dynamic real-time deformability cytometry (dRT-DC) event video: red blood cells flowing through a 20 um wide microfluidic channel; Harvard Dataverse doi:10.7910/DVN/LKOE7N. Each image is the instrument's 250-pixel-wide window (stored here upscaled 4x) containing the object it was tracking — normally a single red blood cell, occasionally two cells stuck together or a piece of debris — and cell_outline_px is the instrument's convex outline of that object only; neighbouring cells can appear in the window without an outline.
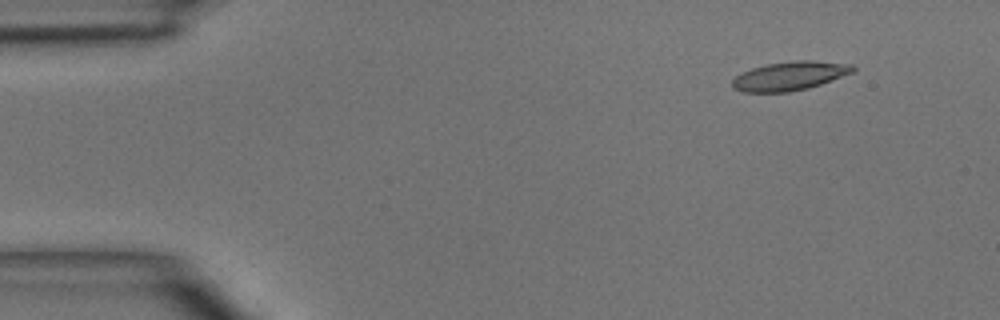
{"species": "common noctule bat (a hibernating species)", "species_latin": "Nyctalus noctula", "temperature_condition": "room temperature", "stored_images_in_passage": 5, "camera_frame_rate_fps": 3000, "um_per_image_px": 0.085, "animal": {"sex": "male", "body_mass_g": 15.6}, "frame": {"image": 1, "passage_image": 1, "time_ms": 0.0, "image_size_px": [1000, 320], "cell_outline_px": [[856, 68], [852, 72], [820, 84], [808, 88], [788, 92], [744, 92], [732, 88], [732, 80], [736, 76], [752, 68], [768, 64], [796, 60], [812, 60], [852, 64]], "centroid_in_image_um": [67.12, 6.45], "position_along_channel_um": 17.9, "area_um2": 20.06}}
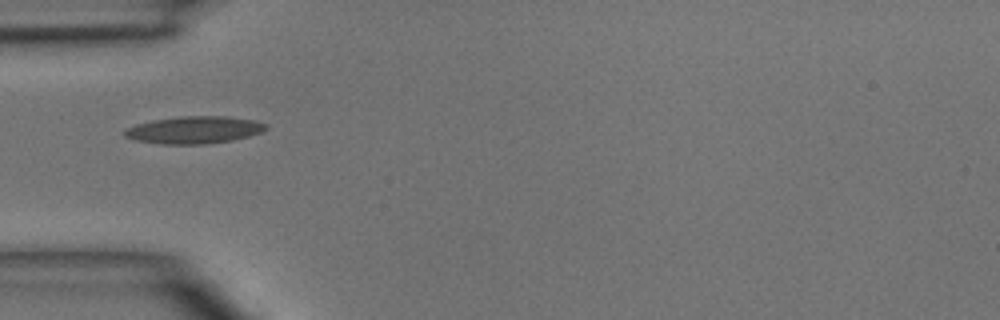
{"frame": {"image": 2, "passage_image": 4, "time_ms": 3.333, "image_size_px": [1000, 320], "cell_outline_px": [[268, 128], [260, 132], [248, 136], [232, 140], [204, 144], [160, 144], [136, 140], [124, 136], [120, 132], [136, 124], [152, 120], [180, 116], [228, 116], [256, 120], [268, 124]], "centroid_in_image_um": [16.5, 11.03], "position_along_channel_um": 68.5, "area_um2": 22.6}}
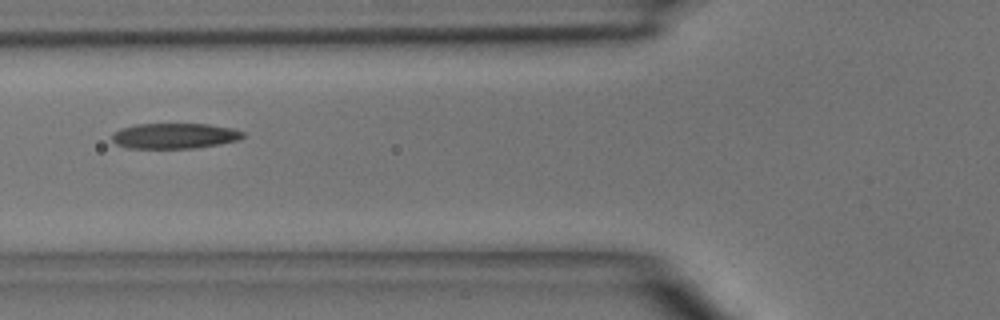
{"frame": {"image": 3, "passage_image": 5, "time_ms": 4.333, "image_size_px": [1000, 320], "cell_outline_px": [[244, 136], [240, 140], [220, 144], [196, 148], [128, 148], [116, 144], [112, 140], [112, 132], [120, 128], [136, 124], [208, 124], [232, 128], [244, 132]], "centroid_in_image_um": [14.83, 11.55], "position_along_channel_um": 111.0, "area_um2": 19.59}}